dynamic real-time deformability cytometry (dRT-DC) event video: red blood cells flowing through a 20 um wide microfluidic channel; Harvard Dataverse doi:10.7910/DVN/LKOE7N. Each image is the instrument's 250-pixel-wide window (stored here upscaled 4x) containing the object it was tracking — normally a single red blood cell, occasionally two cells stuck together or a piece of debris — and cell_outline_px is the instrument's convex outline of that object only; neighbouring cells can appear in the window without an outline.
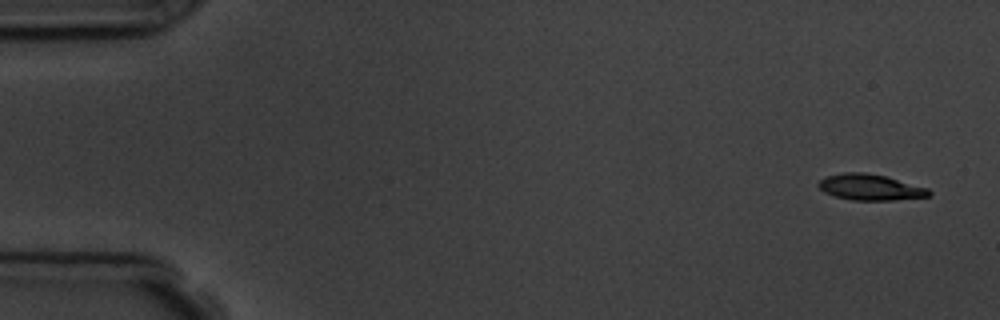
{"species": "common noctule bat (a hibernating species)", "species_latin": "Nyctalus noctula", "temperature_condition": "room temperature", "stored_images_in_passage": 5, "camera_frame_rate_fps": 3000, "um_per_image_px": 0.085, "animal": {"sex": "male", "body_mass_g": 19.5, "forearm_length_mm": 54.6}, "frame": {"image": 1, "passage_image": 1, "time_ms": 0.0, "image_size_px": [1000, 320], "cell_outline_px": [[932, 196], [896, 200], [852, 200], [836, 196], [824, 192], [816, 184], [820, 180], [828, 176], [844, 172], [864, 172], [884, 176], [928, 188], [932, 192]], "centroid_in_image_um": [73.99, 15.92], "position_along_channel_um": 11.0, "area_um2": 16.65}}
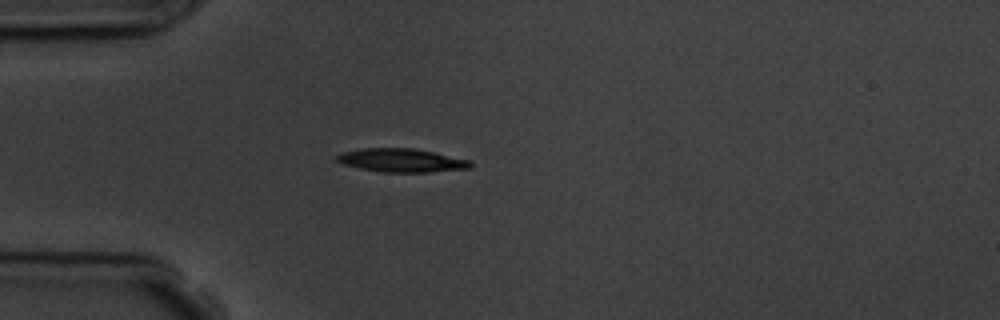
{"frame": {"image": 2, "passage_image": 5, "time_ms": 4.333, "image_size_px": [1000, 320], "cell_outline_px": [[472, 168], [428, 172], [384, 172], [360, 168], [344, 164], [336, 160], [336, 156], [340, 152], [364, 148], [416, 148], [468, 160], [472, 164]], "centroid_in_image_um": [34.11, 13.62], "position_along_channel_um": 50.9, "area_um2": 18.15}}